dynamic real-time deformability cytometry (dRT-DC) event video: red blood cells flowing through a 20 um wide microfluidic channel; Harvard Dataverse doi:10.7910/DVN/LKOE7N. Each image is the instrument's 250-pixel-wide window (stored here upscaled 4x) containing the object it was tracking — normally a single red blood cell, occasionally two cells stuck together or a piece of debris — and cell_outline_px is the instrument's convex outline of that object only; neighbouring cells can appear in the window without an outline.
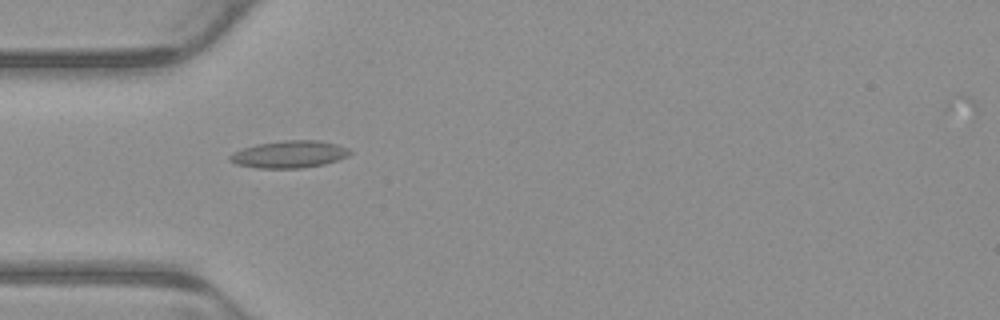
{"species": "common noctule bat (a hibernating species)", "species_latin": "Nyctalus noctula", "temperature_condition": "warm", "stored_images_in_passage": 2, "camera_frame_rate_fps": 3000, "um_per_image_px": 0.085, "animal": {"sex": "male", "body_mass_g": 23.1, "forearm_length_mm": 52.7}, "frame": {"image": 1, "passage_image": 1, "time_ms": 0.0, "image_size_px": [1000, 320], "cell_outline_px": [[352, 152], [348, 156], [324, 164], [300, 168], [256, 168], [236, 164], [228, 160], [228, 156], [232, 152], [256, 144], [284, 140], [320, 140], [336, 144], [348, 148]], "centroid_in_image_um": [24.56, 13.11], "position_along_channel_um": 60.4, "area_um2": 19.07}}
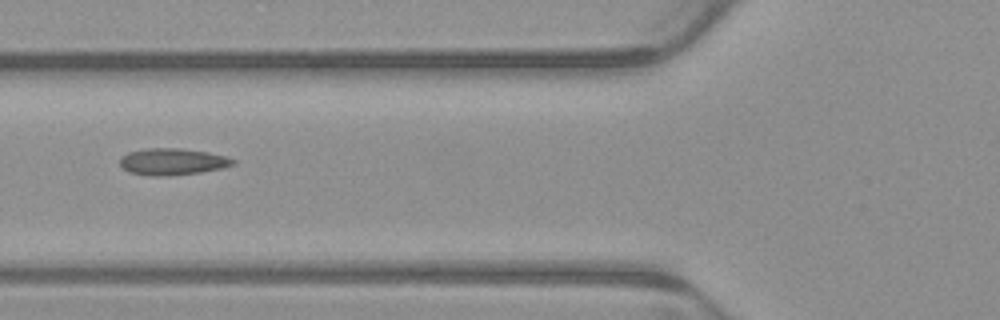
{"frame": {"image": 2, "passage_image": 2, "time_ms": 0.333, "image_size_px": [1000, 320], "cell_outline_px": [[236, 164], [224, 168], [200, 172], [168, 176], [152, 176], [128, 172], [120, 164], [120, 156], [128, 152], [144, 148], [180, 148], [208, 152], [228, 156], [236, 160]], "centroid_in_image_um": [14.68, 13.73], "position_along_channel_um": 111.1, "area_um2": 17.86}}